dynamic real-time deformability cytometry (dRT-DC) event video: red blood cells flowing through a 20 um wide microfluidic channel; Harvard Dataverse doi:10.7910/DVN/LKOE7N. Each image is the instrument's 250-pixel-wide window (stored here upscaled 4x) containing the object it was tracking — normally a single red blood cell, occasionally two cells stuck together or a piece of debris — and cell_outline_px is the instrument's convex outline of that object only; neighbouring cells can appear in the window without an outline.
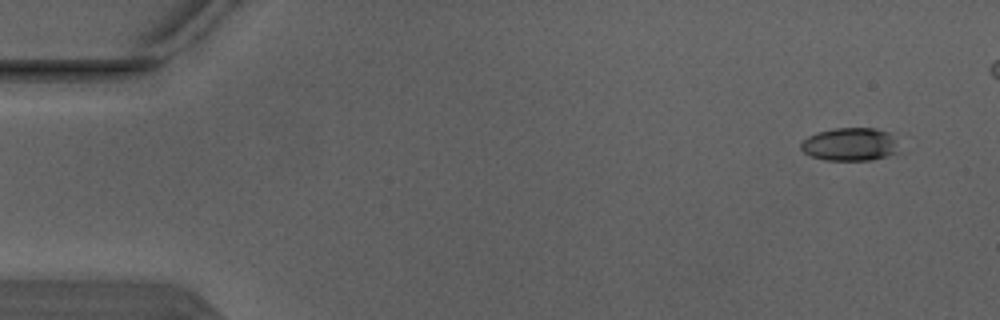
{"species": "Egyptian fruit bat (a non-hibernating species)", "species_latin": "Rousettus aegyptiacus", "temperature_condition": "warm", "stored_images_in_passage": 3, "segment_of_instrument_passage": [2, 2], "camera_frame_rate_fps": 3000, "um_per_image_px": 0.085, "animal": {"sex": "male"}, "frame": {"image": 1, "passage_image": 3, "time_ms": 0.667, "image_size_px": [1000, 320], "cell_outline_px": [[900, 152], [888, 156], [872, 160], [824, 160], [812, 156], [804, 152], [800, 148], [800, 144], [808, 136], [816, 132], [832, 128], [876, 128], [888, 132], [892, 136]], "centroid_in_image_um": [72.25, 12.27], "position_along_channel_um": 12.8, "area_um2": 19.02}}